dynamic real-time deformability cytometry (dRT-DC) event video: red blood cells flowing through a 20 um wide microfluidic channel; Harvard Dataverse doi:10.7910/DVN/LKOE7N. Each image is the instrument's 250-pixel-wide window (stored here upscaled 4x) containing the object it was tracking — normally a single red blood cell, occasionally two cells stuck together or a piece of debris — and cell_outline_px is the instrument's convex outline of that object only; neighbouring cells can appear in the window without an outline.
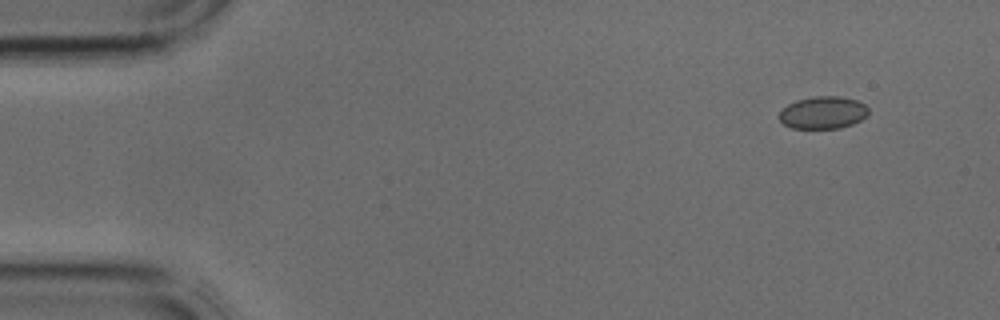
{"species": "common noctule bat (a hibernating species)", "species_latin": "Nyctalus noctula", "temperature_condition": "cold", "stored_images_in_passage": 3, "camera_frame_rate_fps": 3000, "um_per_image_px": 0.085, "animal": {"sex": "male", "body_mass_g": 17.9, "forearm_length_mm": 54.2}, "frame": {"image": 1, "passage_image": 1, "time_ms": 0.0, "image_size_px": [1000, 320], "cell_outline_px": [[868, 112], [860, 120], [852, 124], [840, 128], [792, 128], [784, 124], [780, 120], [780, 112], [788, 104], [796, 100], [812, 96], [840, 96], [856, 100], [864, 104], [868, 108]], "centroid_in_image_um": [69.95, 9.56], "position_along_channel_um": 15.1, "area_um2": 16.7}}
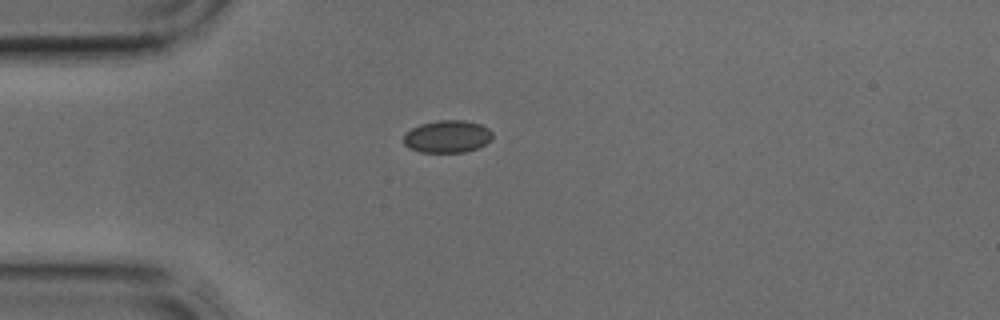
{"frame": {"image": 2, "passage_image": 3, "time_ms": 0.667, "image_size_px": [1000, 320], "cell_outline_px": [[492, 140], [476, 148], [464, 152], [420, 152], [408, 148], [404, 144], [404, 132], [420, 124], [440, 120], [464, 120], [480, 124], [488, 128], [492, 132]], "centroid_in_image_um": [38.0, 11.6], "position_along_channel_um": 47.0, "area_um2": 16.82}}